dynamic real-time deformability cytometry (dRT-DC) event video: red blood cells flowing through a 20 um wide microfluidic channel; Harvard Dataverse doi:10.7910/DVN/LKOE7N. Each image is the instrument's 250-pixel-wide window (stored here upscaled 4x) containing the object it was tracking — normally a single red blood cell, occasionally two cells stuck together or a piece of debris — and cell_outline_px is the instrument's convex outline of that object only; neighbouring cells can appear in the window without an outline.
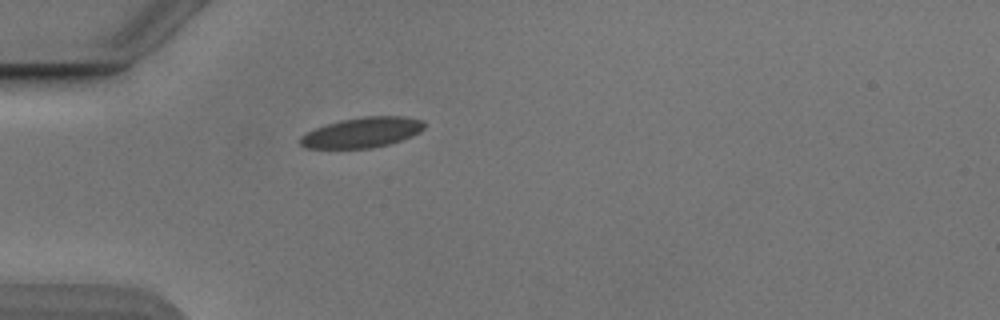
{"species": "Egyptian fruit bat (a non-hibernating species)", "species_latin": "Rousettus aegyptiacus", "temperature_condition": "cold", "stored_images_in_passage": 38, "camera_frame_rate_fps": 3000, "um_per_image_px": 0.085, "animal": {"sex": "male"}, "frame": {"image": 1, "passage_image": 1, "time_ms": 0.0, "image_size_px": [1000, 320], "cell_outline_px": [[424, 128], [420, 132], [412, 136], [388, 144], [372, 148], [304, 148], [300, 144], [300, 136], [316, 128], [340, 120], [364, 116], [404, 116], [424, 120]], "centroid_in_image_um": [30.8, 11.25], "position_along_channel_um": 54.2, "area_um2": 21.79}}
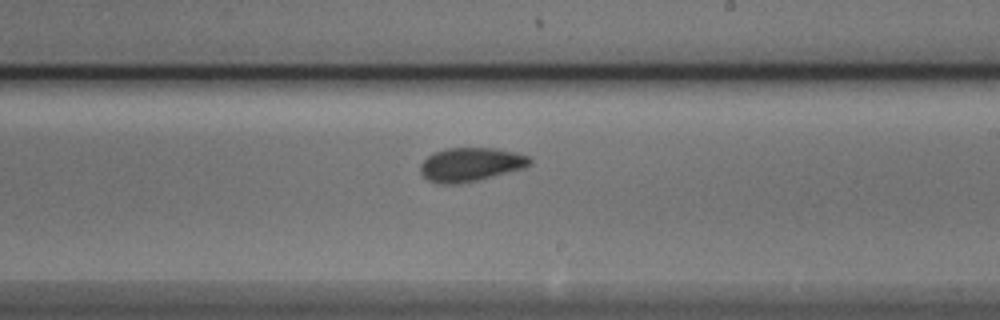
{"frame": {"image": 2, "passage_image": 17, "time_ms": 5.333, "image_size_px": [1000, 320], "cell_outline_px": [[532, 164], [524, 168], [476, 180], [456, 184], [440, 184], [428, 180], [420, 172], [420, 164], [428, 156], [436, 152], [448, 148], [496, 148], [516, 152], [528, 156], [532, 160]], "centroid_in_image_um": [40.02, 13.98], "position_along_channel_um": 249.0, "area_um2": 21.39}}
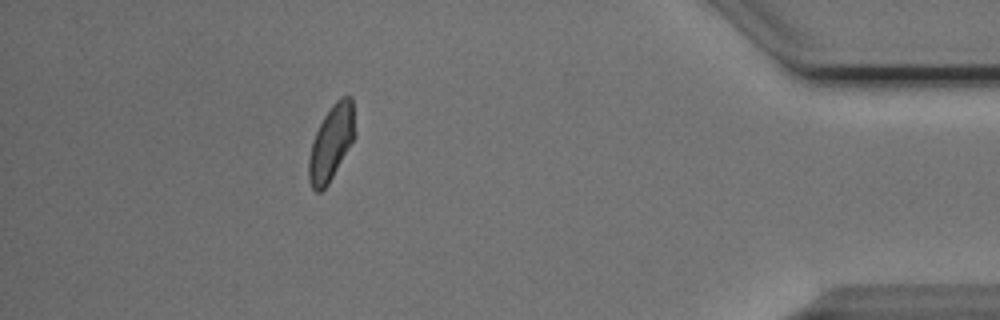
{"frame": {"image": 3, "passage_image": 33, "time_ms": 10.667, "image_size_px": [1000, 320], "cell_outline_px": [[356, 136], [328, 184], [320, 192], [316, 192], [312, 188], [308, 180], [308, 160], [312, 140], [324, 116], [332, 104], [340, 96], [352, 96]], "centroid_in_image_um": [28.16, 12.12], "position_along_channel_um": 407.0, "area_um2": 20.35}, "authors_computed_cell_mechanics": {"area_um2": 20.8947, "velocity_mm_per_s": 3.8512, "shape_relaxation_time_tau1_ms": 6.1239, "shape_relaxation_time_tau2_ms": 1.4904, "deformation_change_tau1": 0.1367, "deformation_change_tau2": 0.0634}}